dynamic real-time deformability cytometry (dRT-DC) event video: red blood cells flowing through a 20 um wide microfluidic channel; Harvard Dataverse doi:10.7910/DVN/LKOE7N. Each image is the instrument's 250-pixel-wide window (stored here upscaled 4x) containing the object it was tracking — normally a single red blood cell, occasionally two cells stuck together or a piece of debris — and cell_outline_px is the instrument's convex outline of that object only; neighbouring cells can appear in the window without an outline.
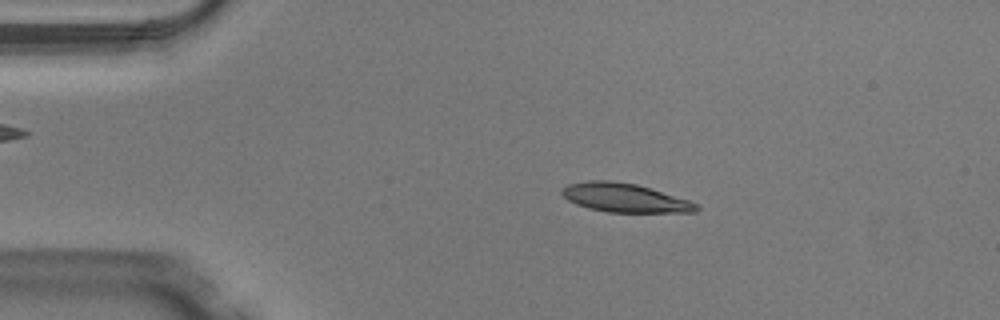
{"species": "Egyptian fruit bat (a non-hibernating species)", "species_latin": "Rousettus aegyptiacus", "temperature_condition": "warm", "stored_images_in_passage": 48, "camera_frame_rate_fps": 3000, "um_per_image_px": 0.085, "animal": {"sex": "male"}, "frame": {"image": 1, "passage_image": 9, "time_ms": 2.667, "image_size_px": [1000, 320], "cell_outline_px": [[700, 208], [696, 212], [608, 212], [588, 208], [576, 204], [568, 200], [560, 192], [568, 184], [588, 180], [608, 180], [636, 184], [688, 200], [696, 204]], "centroid_in_image_um": [53.07, 16.81], "position_along_channel_um": 31.9, "area_um2": 22.31}}
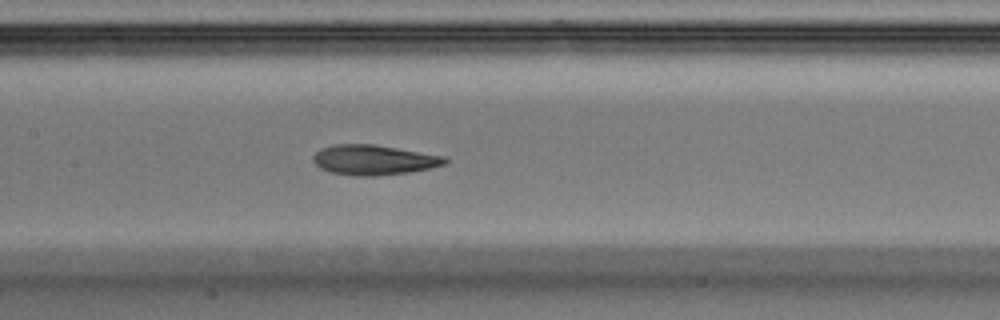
{"frame": {"image": 2, "passage_image": 23, "time_ms": 7.333, "image_size_px": [1000, 320], "cell_outline_px": [[448, 164], [432, 168], [412, 172], [376, 176], [356, 176], [328, 172], [320, 168], [312, 160], [312, 156], [320, 148], [332, 144], [372, 144], [444, 156], [448, 160]], "centroid_in_image_um": [31.76, 13.6], "position_along_channel_um": 175.6, "area_um2": 23.29}}
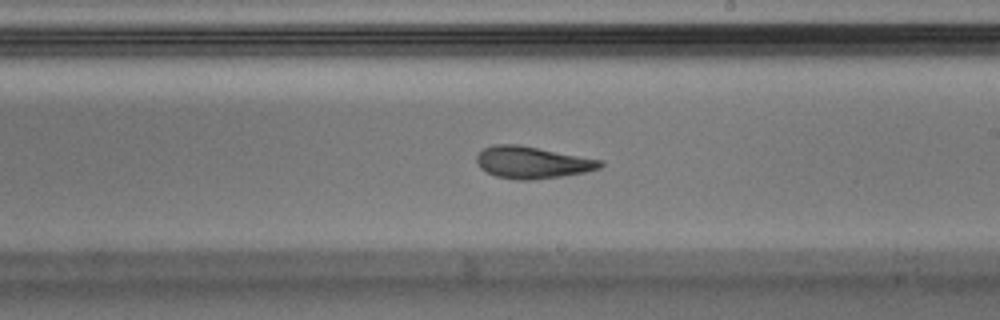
{"frame": {"image": 3, "passage_image": 28, "time_ms": 9.0, "image_size_px": [1000, 320], "cell_outline_px": [[604, 164], [600, 168], [584, 172], [560, 176], [532, 180], [516, 180], [496, 176], [480, 168], [476, 164], [476, 156], [484, 148], [496, 144], [516, 144], [604, 160]], "centroid_in_image_um": [45.24, 13.81], "position_along_channel_um": 243.8, "area_um2": 22.95}, "authors_computed_cell_mechanics": {"area_um2": 22.8021, "velocity_mm_per_s": 4.0985, "shape_relaxation_time_tau1_ms": 3.818, "shape_relaxation_time_tau2_ms": 1.495, "deformation_change_tau1": 0.1838, "deformation_change_tau2": 0.0963}}